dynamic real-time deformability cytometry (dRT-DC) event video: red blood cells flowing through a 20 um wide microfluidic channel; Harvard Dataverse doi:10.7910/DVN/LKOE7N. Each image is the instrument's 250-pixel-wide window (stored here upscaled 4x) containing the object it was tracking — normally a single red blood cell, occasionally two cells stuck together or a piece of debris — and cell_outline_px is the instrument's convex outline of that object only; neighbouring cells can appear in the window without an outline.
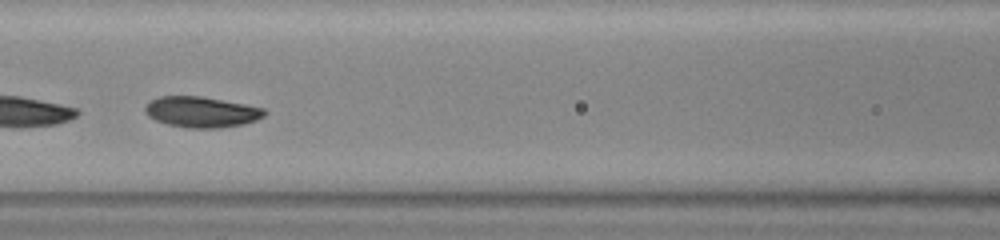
{"species": "common noctule bat (a hibernating species)", "species_latin": "Nyctalus noctula", "temperature_condition": "warm", "stored_images_in_passage": 29, "camera_frame_rate_fps": 3000, "um_per_image_px": 0.085, "animal": {"sex": "female", "body_mass_g": 23.0, "forearm_length_mm": 53.4}, "frame": {"image": 1, "passage_image": 21, "time_ms": 6.667, "image_size_px": [1000, 240], "cell_outline_px": [[268, 112], [264, 116], [256, 120], [244, 124], [220, 128], [188, 128], [168, 124], [156, 120], [148, 116], [144, 108], [152, 100], [160, 96], [200, 96], [244, 104], [264, 108]], "centroid_in_image_um": [17.15, 9.52], "position_along_channel_um": 149.4, "area_um2": 21.27}}